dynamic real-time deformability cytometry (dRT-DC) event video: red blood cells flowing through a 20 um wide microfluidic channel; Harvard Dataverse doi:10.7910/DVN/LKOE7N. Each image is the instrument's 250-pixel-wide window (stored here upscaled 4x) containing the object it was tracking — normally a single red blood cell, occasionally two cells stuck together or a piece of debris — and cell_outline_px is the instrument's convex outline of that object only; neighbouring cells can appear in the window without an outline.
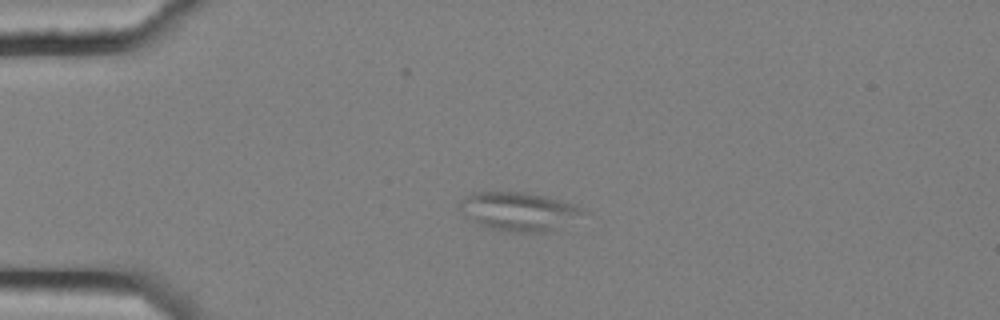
{"species": "common noctule bat (a hibernating species)", "species_latin": "Nyctalus noctula", "temperature_condition": "cold", "stored_images_in_passage": 5, "camera_frame_rate_fps": 3000, "um_per_image_px": 0.085, "animal": {"sex": "female", "body_mass_g": 25.1}, "frame": {"image": 1, "passage_image": 4, "time_ms": 1.0, "image_size_px": [1000, 320], "cell_outline_px": [[588, 212], [552, 232], [508, 232], [488, 228], [472, 220], [460, 208], [460, 200], [472, 192], [528, 192], [548, 196], [576, 204], [588, 208]], "centroid_in_image_um": [44.2, 17.96], "position_along_channel_um": 40.8, "area_um2": 28.15}}